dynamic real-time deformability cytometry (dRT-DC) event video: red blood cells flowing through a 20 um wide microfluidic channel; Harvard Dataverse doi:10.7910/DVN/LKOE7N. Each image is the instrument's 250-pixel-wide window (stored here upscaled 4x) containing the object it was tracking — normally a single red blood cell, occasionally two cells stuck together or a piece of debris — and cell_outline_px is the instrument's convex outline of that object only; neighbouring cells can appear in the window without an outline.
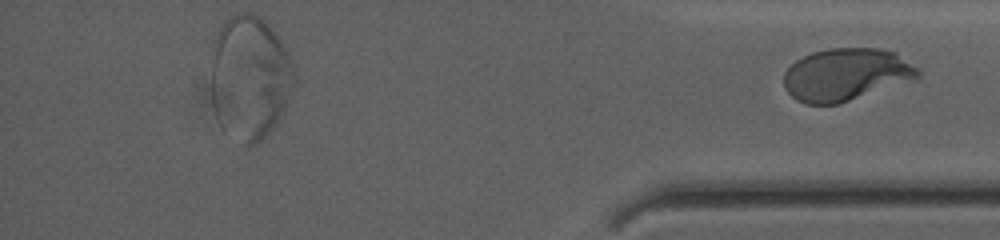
{"species": "human", "species_latin": "Homo sapiens", "temperature_condition": "cold", "stored_images_in_passage": 41, "segment_of_instrument_passage": [2, 2], "camera_frame_rate_fps": 3000, "um_per_image_px": 0.085, "donor": {"sex": "female"}, "frame": {"image": 1, "passage_image": 41, "time_ms": 13.333, "image_size_px": [1000, 240], "cell_outline_px": [[920, 76], [836, 104], [804, 104], [796, 100], [784, 88], [784, 72], [796, 60], [812, 52], [828, 48], [880, 48], [896, 52], [916, 68], [920, 72]], "centroid_in_image_um": [71.84, 6.31], "position_along_channel_um": 363.4, "area_um2": 40.23}}